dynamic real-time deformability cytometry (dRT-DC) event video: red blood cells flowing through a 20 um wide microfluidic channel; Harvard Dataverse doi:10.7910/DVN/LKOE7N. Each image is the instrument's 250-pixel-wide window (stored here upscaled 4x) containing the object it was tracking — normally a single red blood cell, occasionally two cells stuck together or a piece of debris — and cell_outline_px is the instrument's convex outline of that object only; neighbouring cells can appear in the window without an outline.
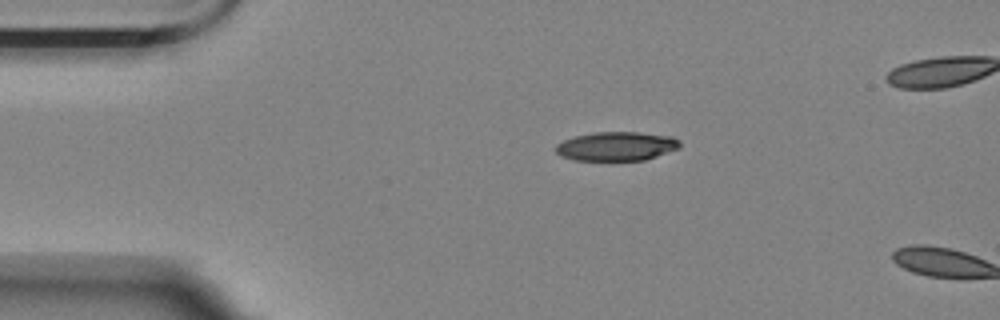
{"species": "Egyptian fruit bat (a non-hibernating species)", "species_latin": "Rousettus aegyptiacus", "temperature_condition": "room temperature", "stored_images_in_passage": 3, "camera_frame_rate_fps": 3000, "um_per_image_px": 0.085, "animal": {"sex": "female"}, "frame": {"image": 1, "passage_image": 1, "time_ms": 0.0, "image_size_px": [1000, 320], "cell_outline_px": [[680, 148], [644, 160], [576, 160], [560, 156], [556, 152], [556, 144], [572, 136], [592, 132], [640, 132], [672, 136], [680, 140]], "centroid_in_image_um": [52.4, 12.42], "position_along_channel_um": 32.6, "area_um2": 21.1}}